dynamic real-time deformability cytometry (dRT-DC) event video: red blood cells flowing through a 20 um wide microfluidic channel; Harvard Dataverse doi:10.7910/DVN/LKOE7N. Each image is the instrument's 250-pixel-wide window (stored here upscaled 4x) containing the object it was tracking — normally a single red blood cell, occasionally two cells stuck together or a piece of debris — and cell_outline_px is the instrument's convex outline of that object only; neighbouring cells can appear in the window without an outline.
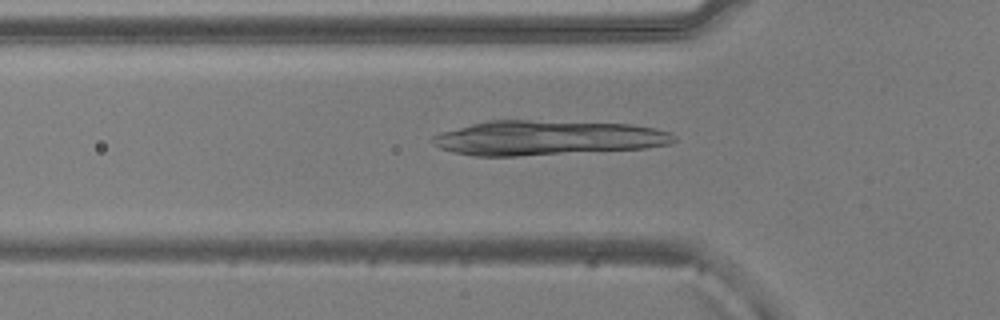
{"species": "common noctule bat (a hibernating species)", "species_latin": "Nyctalus noctula", "temperature_condition": "warm", "stored_images_in_passage": 51, "camera_frame_rate_fps": 3000, "um_per_image_px": 0.085, "animal": {"sex": "male", "body_mass_g": 20.5, "forearm_length_mm": 52.5}, "frame": {"image": 1, "passage_image": 16, "time_ms": 5.0, "image_size_px": [1000, 320], "cell_outline_px": [[676, 140], [668, 144], [644, 148], [516, 156], [476, 156], [452, 152], [440, 148], [432, 144], [428, 140], [432, 136], [440, 132], [488, 120], [528, 120], [632, 124], [656, 128], [668, 132], [676, 136]], "centroid_in_image_um": [46.47, 11.71], "position_along_channel_um": 79.3, "area_um2": 48.78}}
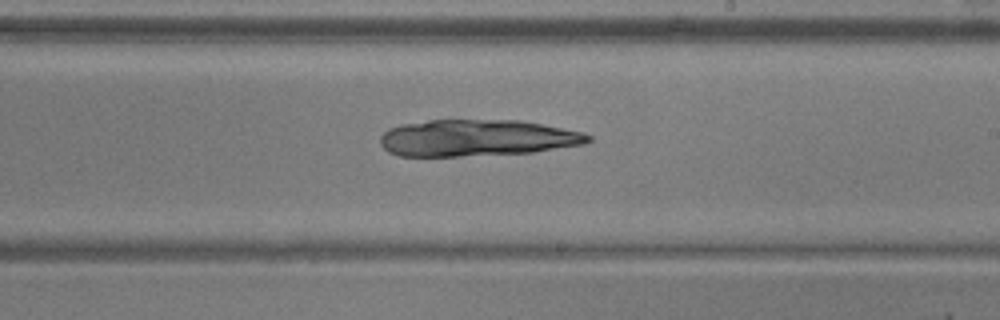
{"frame": {"image": 2, "passage_image": 29, "time_ms": 9.333, "image_size_px": [1000, 320], "cell_outline_px": [[592, 140], [584, 144], [532, 152], [460, 156], [400, 156], [388, 152], [380, 144], [380, 136], [388, 128], [400, 124], [428, 120], [520, 120], [580, 132], [592, 136]], "centroid_in_image_um": [40.47, 11.72], "position_along_channel_um": 248.5, "area_um2": 44.22}}
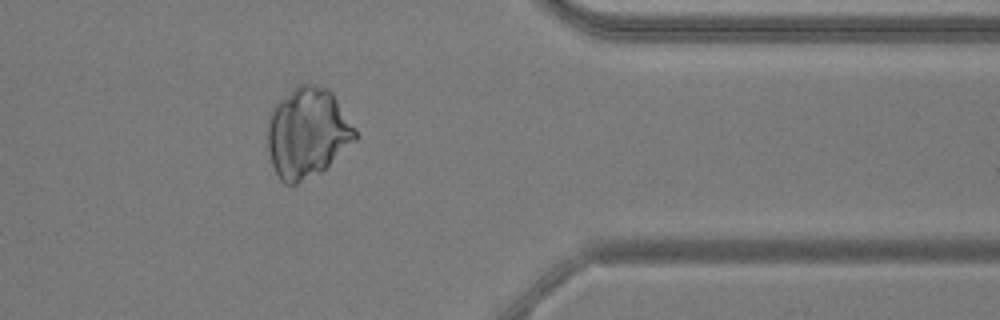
{"frame": {"image": 3, "passage_image": 41, "time_ms": 13.333, "image_size_px": [1000, 320], "cell_outline_px": [[360, 136], [356, 140], [320, 172], [296, 184], [284, 184], [276, 176], [268, 152], [268, 116], [272, 108], [292, 88], [300, 84], [316, 84], [328, 88], [332, 92], [356, 128]], "centroid_in_image_um": [26.13, 11.28], "position_along_channel_um": 385.3, "area_um2": 46.24}}